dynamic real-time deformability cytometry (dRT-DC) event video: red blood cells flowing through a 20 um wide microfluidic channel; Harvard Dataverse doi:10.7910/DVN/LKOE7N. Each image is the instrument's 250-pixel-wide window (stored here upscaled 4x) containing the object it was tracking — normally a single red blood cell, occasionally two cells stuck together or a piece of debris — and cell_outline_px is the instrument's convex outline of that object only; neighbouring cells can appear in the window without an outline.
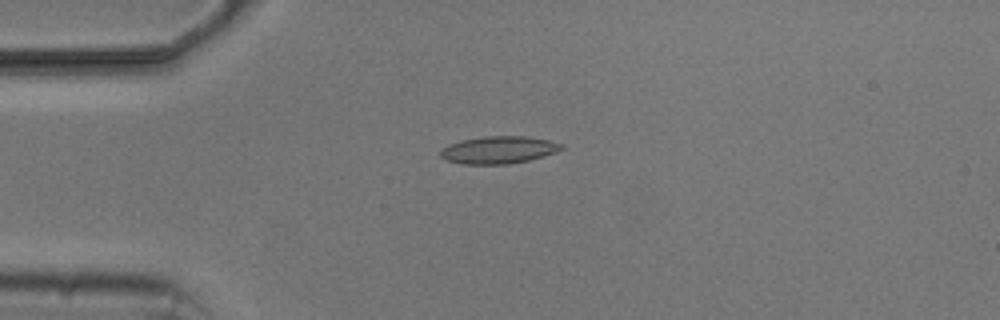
{"species": "common noctule bat (a hibernating species)", "species_latin": "Nyctalus noctula", "temperature_condition": "cold", "stored_images_in_passage": 6, "camera_frame_rate_fps": 3000, "um_per_image_px": 0.085, "animal": {"sex": "male", "body_mass_g": 20.5, "forearm_length_mm": 52.5}, "frame": {"image": 1, "passage_image": 2, "time_ms": 1.0, "image_size_px": [1000, 320], "cell_outline_px": [[564, 148], [556, 152], [544, 156], [528, 160], [508, 164], [464, 164], [444, 160], [440, 156], [440, 152], [448, 144], [460, 140], [484, 136], [524, 136], [548, 140], [564, 144]], "centroid_in_image_um": [42.38, 12.74], "position_along_channel_um": 42.6, "area_um2": 19.36}}
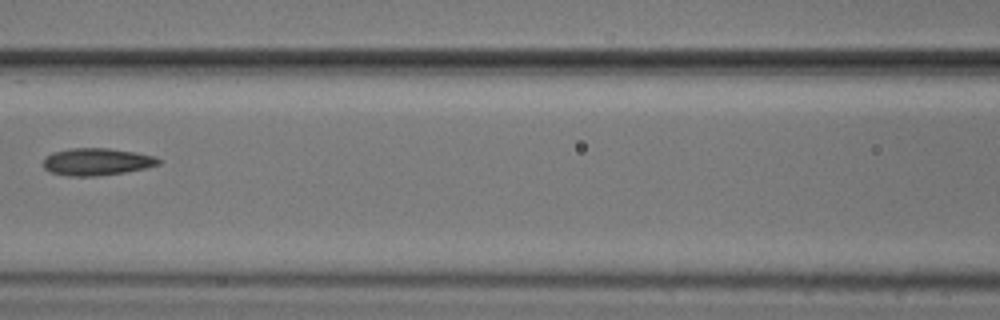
{"frame": {"image": 2, "passage_image": 5, "time_ms": 4.667, "image_size_px": [1000, 320], "cell_outline_px": [[160, 164], [144, 168], [124, 172], [96, 176], [68, 176], [48, 172], [44, 168], [44, 160], [52, 152], [72, 148], [108, 148], [136, 152], [156, 156], [160, 160]], "centroid_in_image_um": [8.22, 13.75], "position_along_channel_um": 158.4, "area_um2": 18.26}}
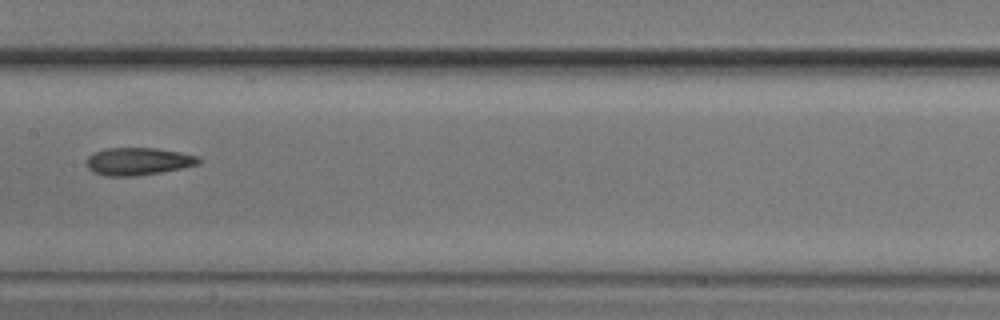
{"frame": {"image": 3, "passage_image": 6, "time_ms": 5.667, "image_size_px": [1000, 320], "cell_outline_px": [[204, 160], [200, 164], [160, 172], [136, 176], [104, 176], [92, 172], [84, 164], [88, 156], [96, 152], [108, 148], [156, 148], [180, 152], [200, 156]], "centroid_in_image_um": [11.75, 13.72], "position_along_channel_um": 195.6, "area_um2": 18.21}}